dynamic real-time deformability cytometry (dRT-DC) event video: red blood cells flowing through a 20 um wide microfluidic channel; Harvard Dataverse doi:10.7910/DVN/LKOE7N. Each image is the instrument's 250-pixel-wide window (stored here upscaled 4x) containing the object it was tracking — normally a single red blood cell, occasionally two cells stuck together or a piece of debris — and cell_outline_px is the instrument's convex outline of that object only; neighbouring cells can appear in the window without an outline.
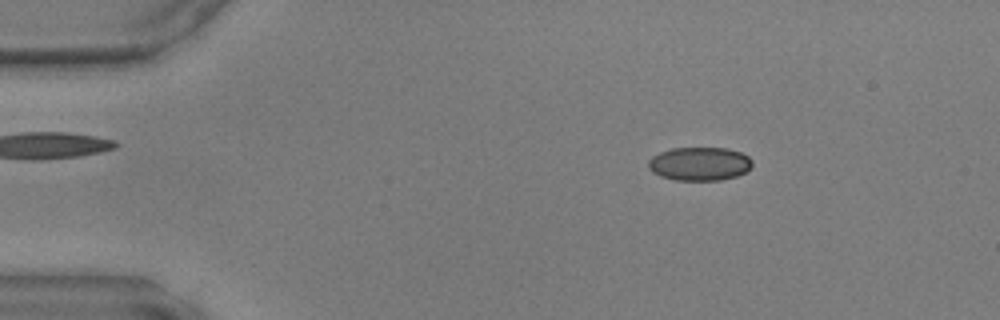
{"species": "common noctule bat (a hibernating species)", "species_latin": "Nyctalus noctula", "temperature_condition": "warm", "stored_images_in_passage": 48, "camera_frame_rate_fps": 3000, "um_per_image_px": 0.085, "animal": {"sex": "male", "body_mass_g": 17.9, "forearm_length_mm": 54.2}, "frame": {"image": 1, "passage_image": 8, "time_ms": 2.333, "image_size_px": [1000, 320], "cell_outline_px": [[752, 164], [744, 172], [736, 176], [720, 180], [676, 180], [660, 176], [652, 172], [648, 168], [648, 160], [652, 156], [660, 152], [672, 148], [728, 148], [740, 152], [748, 156], [752, 160]], "centroid_in_image_um": [59.43, 13.92], "position_along_channel_um": 25.6, "area_um2": 20.29}}
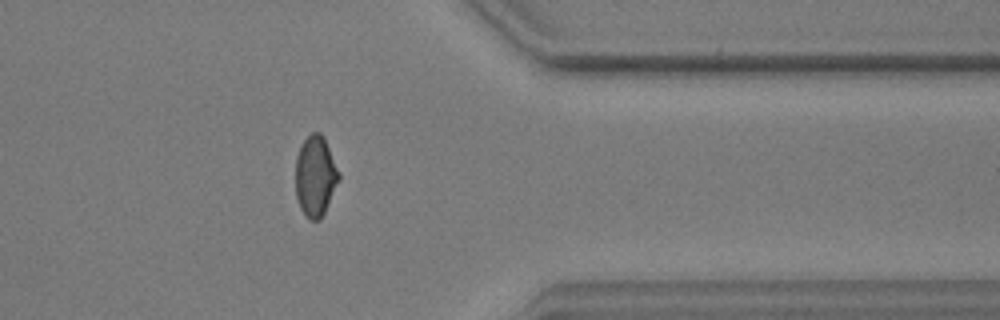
{"frame": {"image": 2, "passage_image": 39, "time_ms": 12.667, "image_size_px": [1000, 320], "cell_outline_px": [[340, 180], [320, 220], [308, 220], [304, 216], [300, 208], [296, 196], [296, 156], [300, 144], [312, 132], [320, 132], [324, 136], [340, 172]], "centroid_in_image_um": [26.81, 14.96], "position_along_channel_um": 384.6, "area_um2": 20.63}}
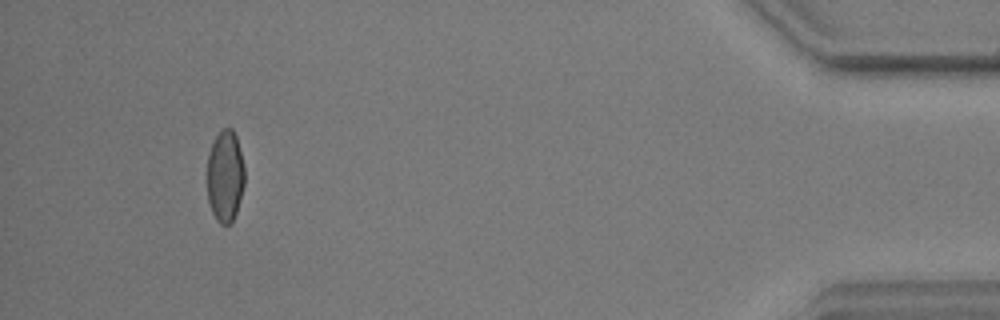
{"frame": {"image": 3, "passage_image": 45, "time_ms": 14.667, "image_size_px": [1000, 320], "cell_outline_px": [[244, 184], [236, 212], [232, 220], [228, 224], [220, 224], [216, 220], [212, 212], [208, 200], [208, 152], [216, 136], [224, 128], [232, 128], [236, 136], [244, 164]], "centroid_in_image_um": [19.14, 14.96], "position_along_channel_um": 416.1, "area_um2": 19.83}}